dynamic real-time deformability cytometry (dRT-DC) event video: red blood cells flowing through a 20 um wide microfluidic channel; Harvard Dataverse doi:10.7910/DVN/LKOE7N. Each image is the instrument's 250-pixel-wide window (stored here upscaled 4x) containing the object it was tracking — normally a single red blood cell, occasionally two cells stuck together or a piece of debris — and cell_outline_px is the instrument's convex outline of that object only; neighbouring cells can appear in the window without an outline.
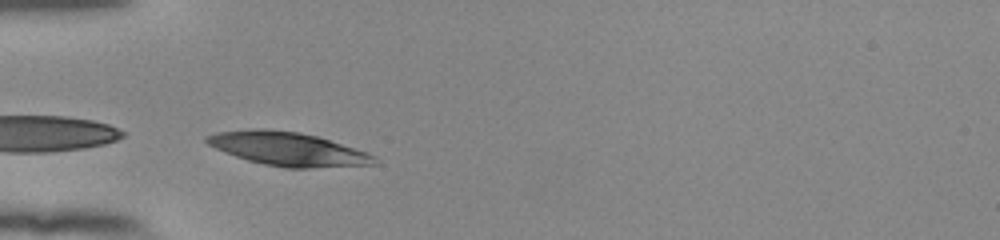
{"species": "human", "species_latin": "Homo sapiens", "temperature_condition": "room temperature", "stored_images_in_passage": 30, "camera_frame_rate_fps": 3000, "um_per_image_px": 0.085, "donor": {"sex": "female"}, "frame": {"image": 1, "passage_image": 1, "time_ms": 0.0, "image_size_px": [1000, 240], "cell_outline_px": [[376, 164], [308, 168], [284, 168], [264, 164], [248, 160], [224, 152], [208, 144], [204, 140], [204, 136], [216, 132], [252, 128], [264, 128], [300, 132], [316, 136], [368, 152], [376, 156]], "centroid_in_image_um": [24.44, 12.65], "position_along_channel_um": 60.6, "area_um2": 32.83}}
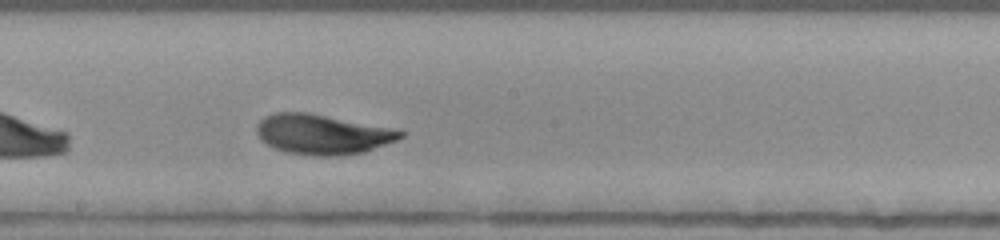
{"frame": {"image": 2, "passage_image": 14, "time_ms": 4.333, "image_size_px": [1000, 240], "cell_outline_px": [[404, 136], [396, 140], [364, 152], [340, 156], [312, 156], [284, 152], [260, 140], [256, 132], [256, 124], [264, 116], [272, 112], [308, 112], [392, 128], [404, 132]], "centroid_in_image_um": [27.35, 11.41], "position_along_channel_um": 220.8, "area_um2": 33.64}}
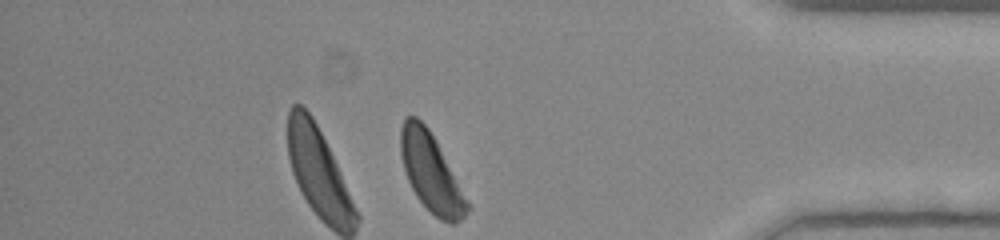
{"frame": {"image": 3, "passage_image": 30, "time_ms": 9.667, "image_size_px": [1000, 240], "cell_outline_px": [[472, 208], [456, 224], [448, 224], [440, 220], [416, 196], [408, 180], [400, 156], [400, 128], [404, 116], [416, 116], [428, 128], [436, 140]], "centroid_in_image_um": [36.63, 14.67], "position_along_channel_um": 398.6, "area_um2": 30.23}, "authors_computed_cell_mechanics": {"area_um2": 32.5992, "velocity_mm_per_s": 3.8447, "shape_relaxation_time_tau1_ms": 2.4862, "shape_relaxation_time_tau2_ms": null, "deformation_change_tau1": 0.1423, "deformation_change_tau2": null}}